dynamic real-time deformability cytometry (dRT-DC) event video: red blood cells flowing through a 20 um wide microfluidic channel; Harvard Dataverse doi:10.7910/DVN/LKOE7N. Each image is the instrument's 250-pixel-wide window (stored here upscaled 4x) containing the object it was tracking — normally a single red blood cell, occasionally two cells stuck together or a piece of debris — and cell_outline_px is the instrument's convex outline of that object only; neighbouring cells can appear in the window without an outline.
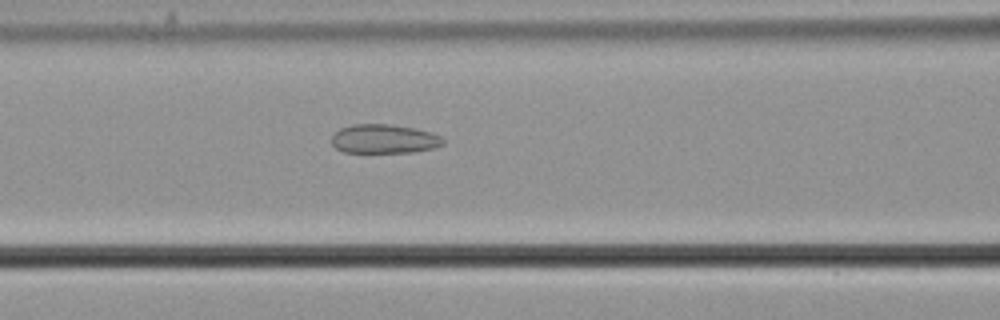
{"species": "common noctule bat (a hibernating species)", "species_latin": "Nyctalus noctula", "temperature_condition": "cold", "stored_images_in_passage": 45, "camera_frame_rate_fps": 3000, "um_per_image_px": 0.085, "animal": {"sex": "male", "body_mass_g": 21.5, "forearm_length_mm": 52.0}, "frame": {"image": 1, "passage_image": 14, "time_ms": 4.333, "image_size_px": [1000, 320], "cell_outline_px": [[444, 144], [432, 148], [412, 152], [344, 152], [336, 148], [332, 144], [332, 136], [340, 128], [352, 124], [388, 124], [416, 128], [432, 132], [440, 136], [444, 140]], "centroid_in_image_um": [32.65, 11.8], "position_along_channel_um": 133.9, "area_um2": 18.84}}
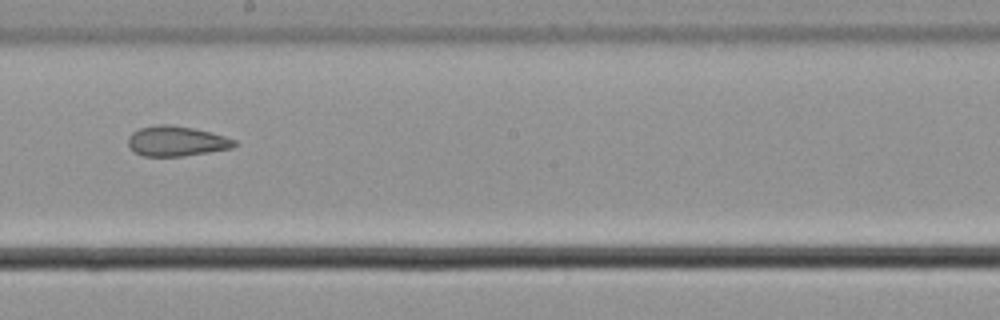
{"frame": {"image": 2, "passage_image": 22, "time_ms": 7.0, "image_size_px": [1000, 320], "cell_outline_px": [[236, 144], [232, 148], [184, 156], [144, 156], [132, 152], [128, 148], [128, 136], [132, 132], [140, 128], [156, 124], [172, 124], [212, 132], [236, 140]], "centroid_in_image_um": [14.95, 11.99], "position_along_channel_um": 233.2, "area_um2": 18.84}}
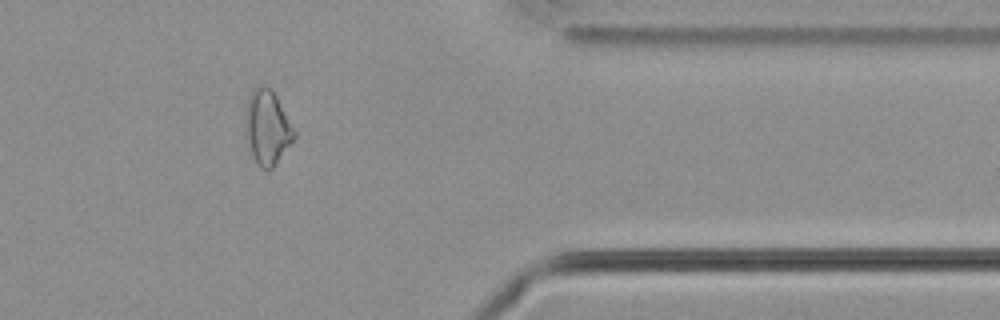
{"frame": {"image": 3, "passage_image": 36, "time_ms": 11.667, "image_size_px": [1000, 320], "cell_outline_px": [[296, 136], [272, 168], [260, 168], [256, 164], [252, 152], [248, 136], [248, 96], [256, 88], [268, 84], [276, 96], [296, 132]], "centroid_in_image_um": [22.78, 10.82], "position_along_channel_um": 388.6, "area_um2": 20.0}, "authors_computed_cell_mechanics": {"area_um2": 19.652, "velocity_mm_per_s": 3.7221, "shape_relaxation_time_tau1_ms": null, "shape_relaxation_time_tau2_ms": 3.7775, "deformation_change_tau1": null, "deformation_change_tau2": 0.1123}}